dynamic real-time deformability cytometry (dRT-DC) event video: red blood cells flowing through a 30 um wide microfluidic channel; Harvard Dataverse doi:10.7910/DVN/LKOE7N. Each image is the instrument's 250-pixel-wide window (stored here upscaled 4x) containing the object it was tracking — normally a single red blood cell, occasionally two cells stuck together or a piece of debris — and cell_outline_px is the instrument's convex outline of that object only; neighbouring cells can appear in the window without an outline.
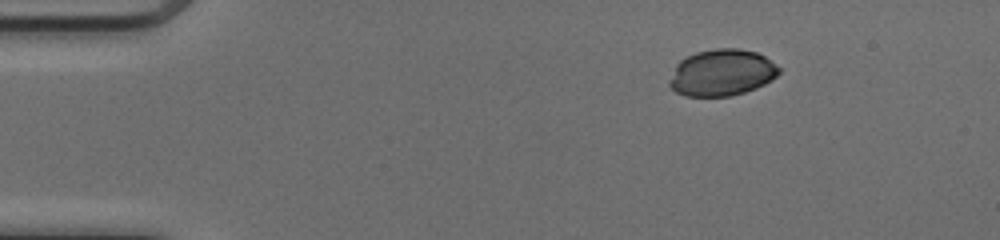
{"species": "common noctule bat (a hibernating species)", "species_latin": "Nyctalus noctula", "temperature_condition": "cold", "stored_images_in_passage": 13, "camera_frame_rate_fps": 3000, "um_per_image_px": 0.085, "animal": {"sex": "female", "body_mass_g": 17.0, "forearm_length_mm": 48.0}, "frame": {"image": 1, "passage_image": 6, "time_ms": 1.667, "image_size_px": [1000, 240], "cell_outline_px": [[776, 72], [768, 80], [760, 84], [740, 92], [720, 96], [696, 96], [684, 92], [680, 68], [680, 64], [684, 60], [692, 56], [704, 52], [752, 52], [760, 56], [776, 68]], "centroid_in_image_um": [61.53, 6.2], "position_along_channel_um": 23.5, "area_um2": 24.39}}